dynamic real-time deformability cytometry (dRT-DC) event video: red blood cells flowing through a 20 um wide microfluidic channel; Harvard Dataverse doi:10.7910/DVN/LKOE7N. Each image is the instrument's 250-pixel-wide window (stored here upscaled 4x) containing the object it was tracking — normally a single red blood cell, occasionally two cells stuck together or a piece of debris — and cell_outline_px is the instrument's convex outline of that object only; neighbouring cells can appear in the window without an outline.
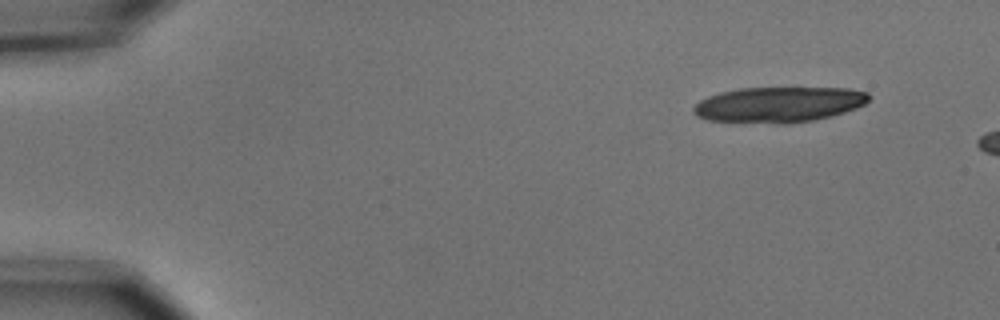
{"species": "common noctule bat (a hibernating species)", "species_latin": "Nyctalus noctula", "temperature_condition": "cold", "stored_images_in_passage": 3, "camera_frame_rate_fps": 3000, "um_per_image_px": 0.085, "animal": {"sex": "male", "body_mass_g": 15.6}, "frame": {"image": 1, "passage_image": 1, "time_ms": 0.0, "image_size_px": [1000, 320], "cell_outline_px": [[872, 96], [864, 104], [856, 108], [844, 112], [812, 120], [784, 124], [776, 124], [708, 120], [696, 116], [692, 112], [692, 108], [700, 100], [708, 96], [720, 92], [740, 88], [848, 88], [868, 92]], "centroid_in_image_um": [66.18, 8.88], "position_along_channel_um": 18.8, "area_um2": 36.36}}